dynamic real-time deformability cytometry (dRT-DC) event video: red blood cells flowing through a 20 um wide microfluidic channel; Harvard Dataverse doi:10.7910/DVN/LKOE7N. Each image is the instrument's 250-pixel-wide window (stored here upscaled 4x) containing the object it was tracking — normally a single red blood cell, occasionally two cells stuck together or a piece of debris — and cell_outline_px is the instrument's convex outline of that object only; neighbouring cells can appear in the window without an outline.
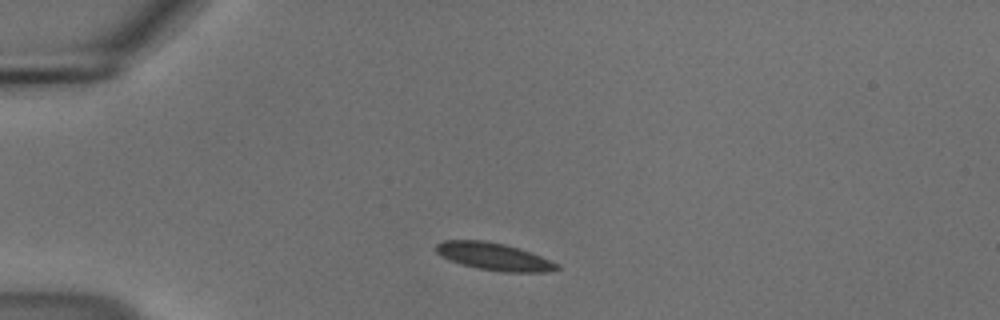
{"species": "common noctule bat (a hibernating species)", "species_latin": "Nyctalus noctula", "temperature_condition": "cold", "stored_images_in_passage": 42, "camera_frame_rate_fps": 3000, "um_per_image_px": 0.085, "animal": {"sex": "male", "body_mass_g": 18.8}, "frame": {"image": 1, "passage_image": 1, "time_ms": 0.0, "image_size_px": [1000, 320], "cell_outline_px": [[560, 268], [548, 272], [504, 272], [476, 268], [440, 256], [432, 248], [436, 244], [444, 240], [484, 240], [504, 244], [540, 256], [556, 264]], "centroid_in_image_um": [41.91, 21.8], "position_along_channel_um": 43.1, "area_um2": 19.02}}
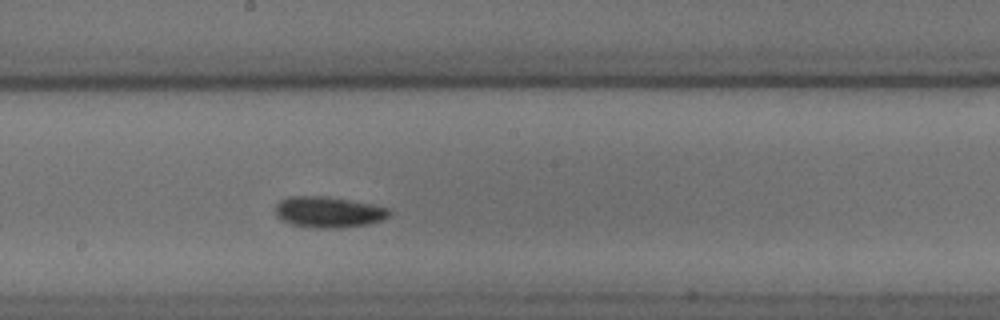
{"frame": {"image": 2, "passage_image": 18, "time_ms": 5.667, "image_size_px": [1000, 320], "cell_outline_px": [[392, 212], [384, 220], [368, 224], [336, 228], [312, 228], [292, 224], [280, 220], [276, 216], [276, 204], [280, 200], [288, 196], [324, 196], [372, 204], [388, 208]], "centroid_in_image_um": [27.9, 18.03], "position_along_channel_um": 220.3, "area_um2": 20.63}}
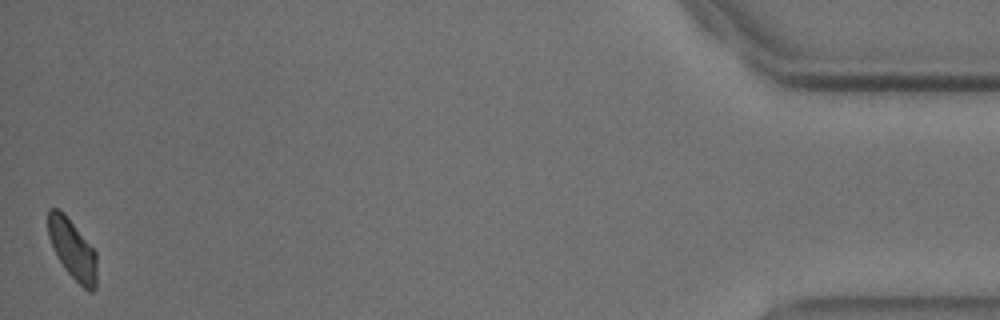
{"frame": {"image": 3, "passage_image": 42, "time_ms": 13.667, "image_size_px": [1000, 320], "cell_outline_px": [[96, 288], [92, 292], [88, 292], [64, 268], [48, 236], [48, 208], [60, 208], [64, 212], [96, 252]], "centroid_in_image_um": [6.17, 21.17], "position_along_channel_um": 429.0, "area_um2": 16.76}, "authors_computed_cell_mechanics": {"area_um2": 19.0162, "velocity_mm_per_s": 3.6658, "shape_relaxation_time_tau1_ms": 4.6863, "shape_relaxation_time_tau2_ms": null, "deformation_change_tau1": 0.0732, "deformation_change_tau2": null}}